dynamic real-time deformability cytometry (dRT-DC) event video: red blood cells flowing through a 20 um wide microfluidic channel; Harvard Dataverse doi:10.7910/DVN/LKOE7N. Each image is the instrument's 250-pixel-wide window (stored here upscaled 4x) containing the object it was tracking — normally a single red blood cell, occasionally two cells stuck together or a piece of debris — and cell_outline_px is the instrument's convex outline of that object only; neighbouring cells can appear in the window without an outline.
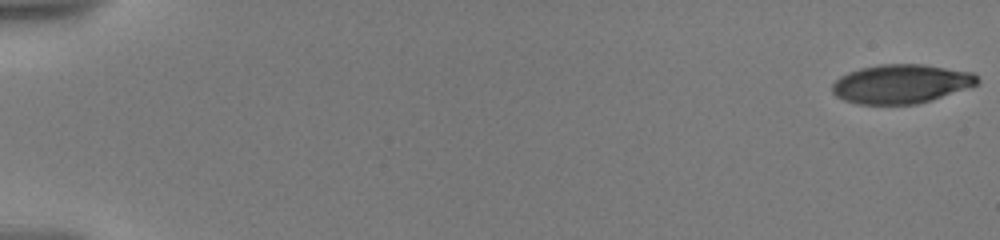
{"species": "human", "species_latin": "Homo sapiens", "temperature_condition": "warm", "stored_images_in_passage": 47, "camera_frame_rate_fps": 3000, "um_per_image_px": 0.085, "donor": {"sex": "male"}, "frame": {"image": 1, "passage_image": 1, "time_ms": 0.0, "image_size_px": [1000, 240], "cell_outline_px": [[980, 80], [976, 84], [932, 100], [916, 104], [856, 104], [844, 100], [836, 96], [832, 92], [832, 84], [840, 76], [848, 72], [860, 68], [880, 64], [924, 64], [972, 72]], "centroid_in_image_um": [76.55, 7.12], "position_along_channel_um": 8.4, "area_um2": 32.89}}
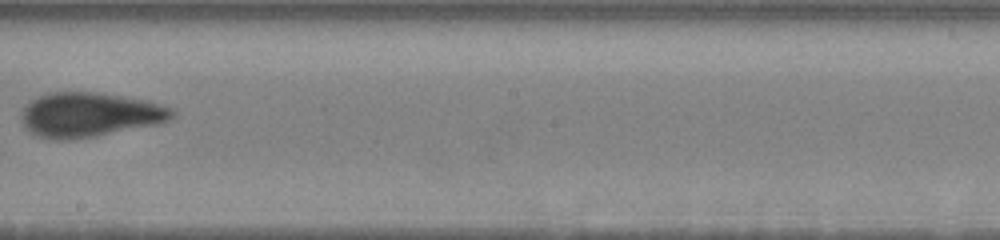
{"frame": {"image": 2, "passage_image": 27, "time_ms": 11.667, "image_size_px": [1000, 240], "cell_outline_px": [[176, 116], [168, 120], [156, 124], [96, 136], [64, 140], [52, 140], [40, 136], [24, 128], [20, 120], [20, 116], [24, 108], [32, 100], [48, 92], [96, 92], [148, 100], [172, 108], [176, 112]], "centroid_in_image_um": [7.61, 9.75], "position_along_channel_um": 240.6, "area_um2": 39.07}}
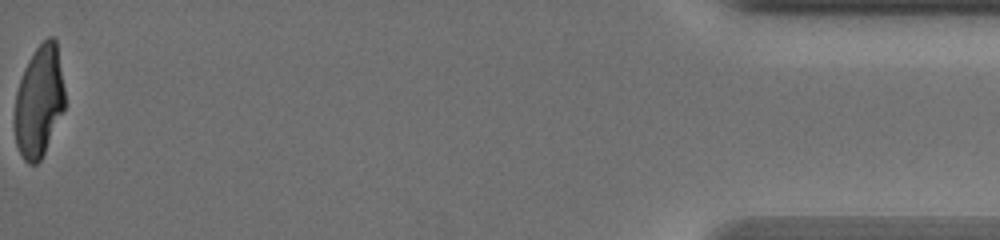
{"frame": {"image": 3, "passage_image": 47, "time_ms": 19.333, "image_size_px": [1000, 240], "cell_outline_px": [[64, 108], [44, 152], [40, 160], [36, 164], [28, 164], [24, 160], [16, 144], [12, 124], [12, 120], [16, 92], [24, 68], [28, 60], [36, 48], [48, 36], [52, 36], [56, 40], [64, 88]], "centroid_in_image_um": [3.27, 8.63], "position_along_channel_um": 431.9, "area_um2": 32.66}, "authors_computed_cell_mechanics": {"area_um2": 35.4314, "velocity_mm_per_s": 3.5634, "shape_relaxation_time_tau1_ms": 6.8424, "shape_relaxation_time_tau2_ms": 1.3074, "deformation_change_tau1": 0.2441, "deformation_change_tau2": 0.0789}}